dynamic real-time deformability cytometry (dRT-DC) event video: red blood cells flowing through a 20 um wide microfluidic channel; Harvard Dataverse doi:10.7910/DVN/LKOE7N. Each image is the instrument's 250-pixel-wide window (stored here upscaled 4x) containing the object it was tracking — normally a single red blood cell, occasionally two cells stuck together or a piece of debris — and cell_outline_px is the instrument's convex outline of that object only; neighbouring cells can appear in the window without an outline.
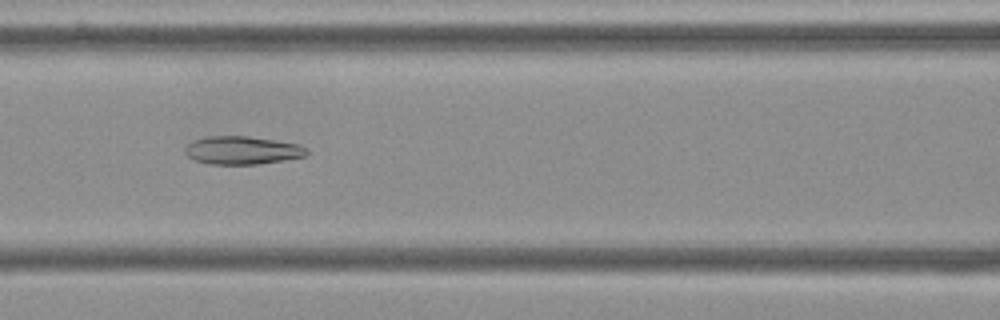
{"species": "Egyptian fruit bat (a non-hibernating species)", "species_latin": "Rousettus aegyptiacus", "temperature_condition": "cold", "stored_images_in_passage": 56, "camera_frame_rate_fps": 3000, "um_per_image_px": 0.085, "frame": {"image": 1, "passage_image": 24, "time_ms": 7.667, "image_size_px": [1000, 320], "cell_outline_px": [[308, 152], [304, 156], [256, 164], [208, 164], [196, 160], [188, 156], [184, 152], [184, 148], [192, 140], [208, 136], [248, 136], [296, 144], [308, 148]], "centroid_in_image_um": [20.52, 12.77], "position_along_channel_um": 146.1, "area_um2": 19.65}}
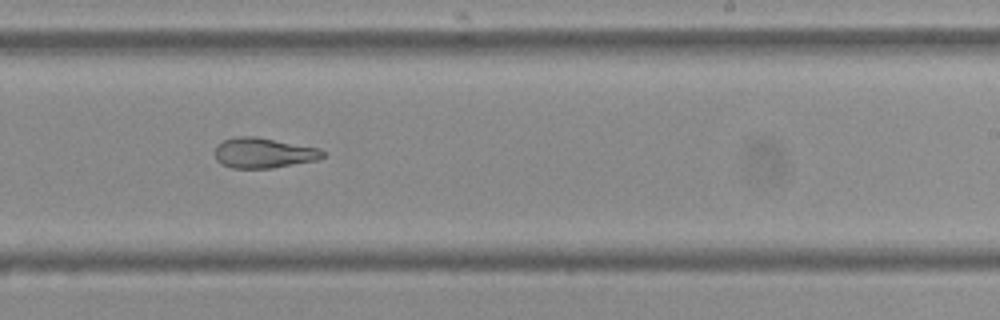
{"frame": {"image": 2, "passage_image": 34, "time_ms": 11.0, "image_size_px": [1000, 320], "cell_outline_px": [[324, 156], [316, 160], [272, 168], [232, 168], [220, 164], [216, 160], [212, 152], [216, 144], [224, 140], [236, 136], [256, 136], [320, 148], [324, 152]], "centroid_in_image_um": [22.33, 12.99], "position_along_channel_um": 266.7, "area_um2": 19.31}}
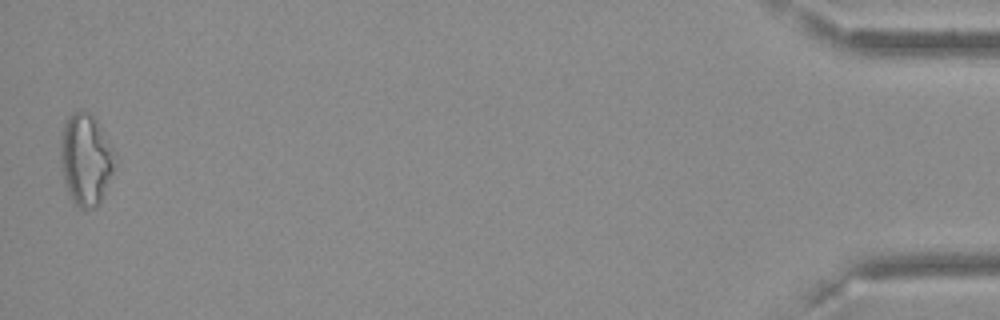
{"frame": {"image": 3, "passage_image": 55, "time_ms": 18.0, "image_size_px": [1000, 320], "cell_outline_px": [[112, 172], [100, 200], [92, 208], [84, 212], [76, 204], [68, 192], [64, 180], [60, 160], [60, 140], [64, 124], [68, 116], [72, 112], [80, 108], [88, 112], [96, 120], [112, 148]], "centroid_in_image_um": [7.22, 13.52], "position_along_channel_um": 428.0, "area_um2": 28.32}, "authors_computed_cell_mechanics": {"area_um2": 22.8888, "velocity_mm_per_s": 3.6263, "shape_relaxation_time_tau1_ms": null, "shape_relaxation_time_tau2_ms": 3.2669, "deformation_change_tau1": null, "deformation_change_tau2": 0.1086}}